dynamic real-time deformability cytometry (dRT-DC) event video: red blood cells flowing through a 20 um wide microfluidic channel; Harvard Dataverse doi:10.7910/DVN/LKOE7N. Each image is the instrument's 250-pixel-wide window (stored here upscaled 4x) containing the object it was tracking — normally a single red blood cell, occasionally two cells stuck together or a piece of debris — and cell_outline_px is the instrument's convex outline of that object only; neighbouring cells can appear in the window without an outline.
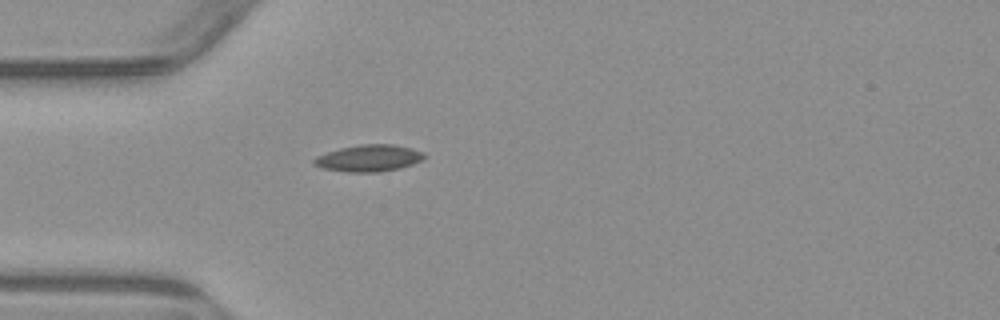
{"species": "common noctule bat (a hibernating species)", "species_latin": "Nyctalus noctula", "temperature_condition": "warm", "stored_images_in_passage": 1, "camera_frame_rate_fps": 3000, "um_per_image_px": 0.085, "animal": {"sex": "male", "body_mass_g": 23.1, "forearm_length_mm": 52.7}, "frame": {"image": 1, "passage_image": 1, "time_ms": 0.0, "image_size_px": [1000, 320], "cell_outline_px": [[424, 160], [400, 168], [380, 172], [348, 172], [324, 168], [312, 164], [312, 160], [316, 156], [340, 148], [360, 144], [392, 144], [412, 148], [424, 152]], "centroid_in_image_um": [31.36, 13.44], "position_along_channel_um": 53.6, "area_um2": 17.22}}